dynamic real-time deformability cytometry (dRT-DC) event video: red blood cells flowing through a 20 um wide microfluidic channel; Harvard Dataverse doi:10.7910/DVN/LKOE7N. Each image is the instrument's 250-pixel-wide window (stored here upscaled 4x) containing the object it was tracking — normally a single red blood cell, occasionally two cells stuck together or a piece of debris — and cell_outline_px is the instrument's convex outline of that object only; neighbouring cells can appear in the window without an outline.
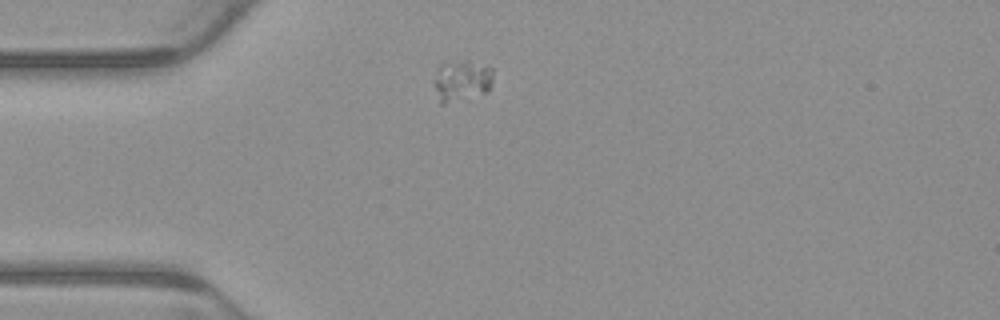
{"species": "common noctule bat (a hibernating species)", "species_latin": "Nyctalus noctula", "temperature_condition": "warm", "stored_images_in_passage": 1, "camera_frame_rate_fps": 3000, "um_per_image_px": 0.085, "animal": {"sex": "male", "body_mass_g": 23.1, "forearm_length_mm": 52.7}, "frame": {"image": 1, "passage_image": 1, "time_ms": 0.0, "image_size_px": [1000, 320], "cell_outline_px": [[492, 84], [488, 92], [444, 104], [440, 104], [436, 88], [436, 80], [440, 68], [448, 60], [468, 60], [492, 68]], "centroid_in_image_um": [39.3, 6.84], "position_along_channel_um": 45.7, "area_um2": 13.87}}